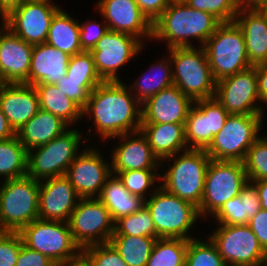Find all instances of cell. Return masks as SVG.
Returning <instances> with one entry per match:
<instances>
[{"label":"cell","mask_w":267,"mask_h":266,"mask_svg":"<svg viewBox=\"0 0 267 266\" xmlns=\"http://www.w3.org/2000/svg\"><path fill=\"white\" fill-rule=\"evenodd\" d=\"M212 218L217 225H248L249 219L245 212L244 201L241 200V192L224 203Z\"/></svg>","instance_id":"cell-43"},{"label":"cell","mask_w":267,"mask_h":266,"mask_svg":"<svg viewBox=\"0 0 267 266\" xmlns=\"http://www.w3.org/2000/svg\"><path fill=\"white\" fill-rule=\"evenodd\" d=\"M192 105L193 101L173 84L141 104V124H185Z\"/></svg>","instance_id":"cell-23"},{"label":"cell","mask_w":267,"mask_h":266,"mask_svg":"<svg viewBox=\"0 0 267 266\" xmlns=\"http://www.w3.org/2000/svg\"><path fill=\"white\" fill-rule=\"evenodd\" d=\"M96 9L109 30L134 36L143 44L152 39L153 24L135 0H98Z\"/></svg>","instance_id":"cell-19"},{"label":"cell","mask_w":267,"mask_h":266,"mask_svg":"<svg viewBox=\"0 0 267 266\" xmlns=\"http://www.w3.org/2000/svg\"><path fill=\"white\" fill-rule=\"evenodd\" d=\"M81 250L89 257L92 266H128L110 242L90 245Z\"/></svg>","instance_id":"cell-44"},{"label":"cell","mask_w":267,"mask_h":266,"mask_svg":"<svg viewBox=\"0 0 267 266\" xmlns=\"http://www.w3.org/2000/svg\"><path fill=\"white\" fill-rule=\"evenodd\" d=\"M98 199L109 210L113 221L137 212L145 205V200L130 194L116 175H111Z\"/></svg>","instance_id":"cell-29"},{"label":"cell","mask_w":267,"mask_h":266,"mask_svg":"<svg viewBox=\"0 0 267 266\" xmlns=\"http://www.w3.org/2000/svg\"><path fill=\"white\" fill-rule=\"evenodd\" d=\"M142 13L153 24L166 10L169 3L167 0H135Z\"/></svg>","instance_id":"cell-50"},{"label":"cell","mask_w":267,"mask_h":266,"mask_svg":"<svg viewBox=\"0 0 267 266\" xmlns=\"http://www.w3.org/2000/svg\"><path fill=\"white\" fill-rule=\"evenodd\" d=\"M264 115L229 114L223 128L206 149L211 160L243 162L248 149L261 136Z\"/></svg>","instance_id":"cell-9"},{"label":"cell","mask_w":267,"mask_h":266,"mask_svg":"<svg viewBox=\"0 0 267 266\" xmlns=\"http://www.w3.org/2000/svg\"><path fill=\"white\" fill-rule=\"evenodd\" d=\"M112 174L120 179L130 194L140 196L144 200L148 198L147 191L151 189L154 192L157 189L154 188L157 187L156 181L160 180L158 170H130Z\"/></svg>","instance_id":"cell-38"},{"label":"cell","mask_w":267,"mask_h":266,"mask_svg":"<svg viewBox=\"0 0 267 266\" xmlns=\"http://www.w3.org/2000/svg\"><path fill=\"white\" fill-rule=\"evenodd\" d=\"M23 244L62 264L81 249L74 242L68 222L34 220L20 232Z\"/></svg>","instance_id":"cell-11"},{"label":"cell","mask_w":267,"mask_h":266,"mask_svg":"<svg viewBox=\"0 0 267 266\" xmlns=\"http://www.w3.org/2000/svg\"><path fill=\"white\" fill-rule=\"evenodd\" d=\"M185 124H141L140 131L146 137L153 153L163 160L188 149Z\"/></svg>","instance_id":"cell-27"},{"label":"cell","mask_w":267,"mask_h":266,"mask_svg":"<svg viewBox=\"0 0 267 266\" xmlns=\"http://www.w3.org/2000/svg\"><path fill=\"white\" fill-rule=\"evenodd\" d=\"M253 266H267V261L261 263V264H258V265H253Z\"/></svg>","instance_id":"cell-58"},{"label":"cell","mask_w":267,"mask_h":266,"mask_svg":"<svg viewBox=\"0 0 267 266\" xmlns=\"http://www.w3.org/2000/svg\"><path fill=\"white\" fill-rule=\"evenodd\" d=\"M66 76L75 81H103L96 71L90 51H82L70 57Z\"/></svg>","instance_id":"cell-41"},{"label":"cell","mask_w":267,"mask_h":266,"mask_svg":"<svg viewBox=\"0 0 267 266\" xmlns=\"http://www.w3.org/2000/svg\"><path fill=\"white\" fill-rule=\"evenodd\" d=\"M143 43L129 34L109 30L90 51L97 73L103 81H120L118 70L144 49Z\"/></svg>","instance_id":"cell-16"},{"label":"cell","mask_w":267,"mask_h":266,"mask_svg":"<svg viewBox=\"0 0 267 266\" xmlns=\"http://www.w3.org/2000/svg\"><path fill=\"white\" fill-rule=\"evenodd\" d=\"M33 46L0 24V83L29 85Z\"/></svg>","instance_id":"cell-20"},{"label":"cell","mask_w":267,"mask_h":266,"mask_svg":"<svg viewBox=\"0 0 267 266\" xmlns=\"http://www.w3.org/2000/svg\"><path fill=\"white\" fill-rule=\"evenodd\" d=\"M248 180H267V135L260 136L248 149L243 161Z\"/></svg>","instance_id":"cell-39"},{"label":"cell","mask_w":267,"mask_h":266,"mask_svg":"<svg viewBox=\"0 0 267 266\" xmlns=\"http://www.w3.org/2000/svg\"><path fill=\"white\" fill-rule=\"evenodd\" d=\"M205 241L188 240L185 266H227L209 237Z\"/></svg>","instance_id":"cell-37"},{"label":"cell","mask_w":267,"mask_h":266,"mask_svg":"<svg viewBox=\"0 0 267 266\" xmlns=\"http://www.w3.org/2000/svg\"><path fill=\"white\" fill-rule=\"evenodd\" d=\"M84 150L73 160L65 176L81 198H98L112 175L111 164L94 147Z\"/></svg>","instance_id":"cell-18"},{"label":"cell","mask_w":267,"mask_h":266,"mask_svg":"<svg viewBox=\"0 0 267 266\" xmlns=\"http://www.w3.org/2000/svg\"><path fill=\"white\" fill-rule=\"evenodd\" d=\"M210 160L204 149H187L161 160V167L166 161L173 164H169L163 175L160 174V186L199 208Z\"/></svg>","instance_id":"cell-3"},{"label":"cell","mask_w":267,"mask_h":266,"mask_svg":"<svg viewBox=\"0 0 267 266\" xmlns=\"http://www.w3.org/2000/svg\"><path fill=\"white\" fill-rule=\"evenodd\" d=\"M214 98L229 114H264L263 106L259 105L261 101L255 66L218 80Z\"/></svg>","instance_id":"cell-15"},{"label":"cell","mask_w":267,"mask_h":266,"mask_svg":"<svg viewBox=\"0 0 267 266\" xmlns=\"http://www.w3.org/2000/svg\"><path fill=\"white\" fill-rule=\"evenodd\" d=\"M16 135V132L10 126L8 119L0 108V141L7 140Z\"/></svg>","instance_id":"cell-53"},{"label":"cell","mask_w":267,"mask_h":266,"mask_svg":"<svg viewBox=\"0 0 267 266\" xmlns=\"http://www.w3.org/2000/svg\"><path fill=\"white\" fill-rule=\"evenodd\" d=\"M70 55L48 43L33 46L29 70V85L39 83L56 85L67 74Z\"/></svg>","instance_id":"cell-25"},{"label":"cell","mask_w":267,"mask_h":266,"mask_svg":"<svg viewBox=\"0 0 267 266\" xmlns=\"http://www.w3.org/2000/svg\"><path fill=\"white\" fill-rule=\"evenodd\" d=\"M26 0H0V17L5 16L11 9Z\"/></svg>","instance_id":"cell-56"},{"label":"cell","mask_w":267,"mask_h":266,"mask_svg":"<svg viewBox=\"0 0 267 266\" xmlns=\"http://www.w3.org/2000/svg\"><path fill=\"white\" fill-rule=\"evenodd\" d=\"M228 116L227 110L214 97L194 101L184 125L188 149L206 150Z\"/></svg>","instance_id":"cell-17"},{"label":"cell","mask_w":267,"mask_h":266,"mask_svg":"<svg viewBox=\"0 0 267 266\" xmlns=\"http://www.w3.org/2000/svg\"><path fill=\"white\" fill-rule=\"evenodd\" d=\"M40 109L61 118L69 126H74L82 118V109L64 95L56 85L39 83L34 85Z\"/></svg>","instance_id":"cell-31"},{"label":"cell","mask_w":267,"mask_h":266,"mask_svg":"<svg viewBox=\"0 0 267 266\" xmlns=\"http://www.w3.org/2000/svg\"><path fill=\"white\" fill-rule=\"evenodd\" d=\"M188 240L158 238L147 266H185Z\"/></svg>","instance_id":"cell-35"},{"label":"cell","mask_w":267,"mask_h":266,"mask_svg":"<svg viewBox=\"0 0 267 266\" xmlns=\"http://www.w3.org/2000/svg\"><path fill=\"white\" fill-rule=\"evenodd\" d=\"M258 188V195L261 202V207L267 210V180L253 181Z\"/></svg>","instance_id":"cell-55"},{"label":"cell","mask_w":267,"mask_h":266,"mask_svg":"<svg viewBox=\"0 0 267 266\" xmlns=\"http://www.w3.org/2000/svg\"><path fill=\"white\" fill-rule=\"evenodd\" d=\"M22 244L19 232H0V266H16Z\"/></svg>","instance_id":"cell-45"},{"label":"cell","mask_w":267,"mask_h":266,"mask_svg":"<svg viewBox=\"0 0 267 266\" xmlns=\"http://www.w3.org/2000/svg\"><path fill=\"white\" fill-rule=\"evenodd\" d=\"M192 9L207 12L221 23L234 22L238 14V0H185Z\"/></svg>","instance_id":"cell-40"},{"label":"cell","mask_w":267,"mask_h":266,"mask_svg":"<svg viewBox=\"0 0 267 266\" xmlns=\"http://www.w3.org/2000/svg\"><path fill=\"white\" fill-rule=\"evenodd\" d=\"M247 180L243 162L210 160L198 208L200 217L213 216L224 203L240 194Z\"/></svg>","instance_id":"cell-10"},{"label":"cell","mask_w":267,"mask_h":266,"mask_svg":"<svg viewBox=\"0 0 267 266\" xmlns=\"http://www.w3.org/2000/svg\"><path fill=\"white\" fill-rule=\"evenodd\" d=\"M173 84L193 102L215 96L216 80L204 47L169 48Z\"/></svg>","instance_id":"cell-4"},{"label":"cell","mask_w":267,"mask_h":266,"mask_svg":"<svg viewBox=\"0 0 267 266\" xmlns=\"http://www.w3.org/2000/svg\"><path fill=\"white\" fill-rule=\"evenodd\" d=\"M81 197L63 175L40 181L38 219L68 222Z\"/></svg>","instance_id":"cell-21"},{"label":"cell","mask_w":267,"mask_h":266,"mask_svg":"<svg viewBox=\"0 0 267 266\" xmlns=\"http://www.w3.org/2000/svg\"><path fill=\"white\" fill-rule=\"evenodd\" d=\"M87 21V22H86ZM80 26V44L82 51H91L96 43L109 31L108 25L96 20H85Z\"/></svg>","instance_id":"cell-46"},{"label":"cell","mask_w":267,"mask_h":266,"mask_svg":"<svg viewBox=\"0 0 267 266\" xmlns=\"http://www.w3.org/2000/svg\"><path fill=\"white\" fill-rule=\"evenodd\" d=\"M103 81H75L63 76L56 86L59 90L83 109L90 93Z\"/></svg>","instance_id":"cell-42"},{"label":"cell","mask_w":267,"mask_h":266,"mask_svg":"<svg viewBox=\"0 0 267 266\" xmlns=\"http://www.w3.org/2000/svg\"><path fill=\"white\" fill-rule=\"evenodd\" d=\"M255 69L261 105L265 104L267 106V63L256 65Z\"/></svg>","instance_id":"cell-51"},{"label":"cell","mask_w":267,"mask_h":266,"mask_svg":"<svg viewBox=\"0 0 267 266\" xmlns=\"http://www.w3.org/2000/svg\"><path fill=\"white\" fill-rule=\"evenodd\" d=\"M52 266H61L59 263H54Z\"/></svg>","instance_id":"cell-59"},{"label":"cell","mask_w":267,"mask_h":266,"mask_svg":"<svg viewBox=\"0 0 267 266\" xmlns=\"http://www.w3.org/2000/svg\"><path fill=\"white\" fill-rule=\"evenodd\" d=\"M0 108L17 133L40 110L33 85L0 83Z\"/></svg>","instance_id":"cell-24"},{"label":"cell","mask_w":267,"mask_h":266,"mask_svg":"<svg viewBox=\"0 0 267 266\" xmlns=\"http://www.w3.org/2000/svg\"><path fill=\"white\" fill-rule=\"evenodd\" d=\"M238 8L241 10H265L267 0H238Z\"/></svg>","instance_id":"cell-52"},{"label":"cell","mask_w":267,"mask_h":266,"mask_svg":"<svg viewBox=\"0 0 267 266\" xmlns=\"http://www.w3.org/2000/svg\"><path fill=\"white\" fill-rule=\"evenodd\" d=\"M82 134L69 128L45 145L28 151L27 176L37 181L63 176L73 160L82 152Z\"/></svg>","instance_id":"cell-8"},{"label":"cell","mask_w":267,"mask_h":266,"mask_svg":"<svg viewBox=\"0 0 267 266\" xmlns=\"http://www.w3.org/2000/svg\"><path fill=\"white\" fill-rule=\"evenodd\" d=\"M203 47L216 81L252 66L243 33L235 22L221 23Z\"/></svg>","instance_id":"cell-7"},{"label":"cell","mask_w":267,"mask_h":266,"mask_svg":"<svg viewBox=\"0 0 267 266\" xmlns=\"http://www.w3.org/2000/svg\"><path fill=\"white\" fill-rule=\"evenodd\" d=\"M117 146L111 153L112 173L130 170H159L161 161L153 153L146 137L141 131L117 136Z\"/></svg>","instance_id":"cell-22"},{"label":"cell","mask_w":267,"mask_h":266,"mask_svg":"<svg viewBox=\"0 0 267 266\" xmlns=\"http://www.w3.org/2000/svg\"><path fill=\"white\" fill-rule=\"evenodd\" d=\"M220 24L212 14L192 9L185 2L170 3L153 23L152 39L166 42L168 49L195 47L191 39L203 47Z\"/></svg>","instance_id":"cell-2"},{"label":"cell","mask_w":267,"mask_h":266,"mask_svg":"<svg viewBox=\"0 0 267 266\" xmlns=\"http://www.w3.org/2000/svg\"><path fill=\"white\" fill-rule=\"evenodd\" d=\"M62 9L51 20L46 43L72 56L82 52L79 21Z\"/></svg>","instance_id":"cell-30"},{"label":"cell","mask_w":267,"mask_h":266,"mask_svg":"<svg viewBox=\"0 0 267 266\" xmlns=\"http://www.w3.org/2000/svg\"><path fill=\"white\" fill-rule=\"evenodd\" d=\"M2 181L0 231L20 232L26 225L38 219L40 181L27 175Z\"/></svg>","instance_id":"cell-6"},{"label":"cell","mask_w":267,"mask_h":266,"mask_svg":"<svg viewBox=\"0 0 267 266\" xmlns=\"http://www.w3.org/2000/svg\"><path fill=\"white\" fill-rule=\"evenodd\" d=\"M157 239L148 236L112 235L109 242L128 266H147Z\"/></svg>","instance_id":"cell-33"},{"label":"cell","mask_w":267,"mask_h":266,"mask_svg":"<svg viewBox=\"0 0 267 266\" xmlns=\"http://www.w3.org/2000/svg\"><path fill=\"white\" fill-rule=\"evenodd\" d=\"M54 264L47 256L38 251L21 245L16 266H52Z\"/></svg>","instance_id":"cell-48"},{"label":"cell","mask_w":267,"mask_h":266,"mask_svg":"<svg viewBox=\"0 0 267 266\" xmlns=\"http://www.w3.org/2000/svg\"><path fill=\"white\" fill-rule=\"evenodd\" d=\"M151 193V194H150ZM148 193L145 206L150 211L156 230V238L186 239L190 229L200 217L198 208L193 204L169 193L158 184L157 189Z\"/></svg>","instance_id":"cell-5"},{"label":"cell","mask_w":267,"mask_h":266,"mask_svg":"<svg viewBox=\"0 0 267 266\" xmlns=\"http://www.w3.org/2000/svg\"><path fill=\"white\" fill-rule=\"evenodd\" d=\"M61 266H92L89 257L80 250L75 256L63 262Z\"/></svg>","instance_id":"cell-54"},{"label":"cell","mask_w":267,"mask_h":266,"mask_svg":"<svg viewBox=\"0 0 267 266\" xmlns=\"http://www.w3.org/2000/svg\"><path fill=\"white\" fill-rule=\"evenodd\" d=\"M89 116L102 140L140 131L141 103L120 81H103L89 95L82 118Z\"/></svg>","instance_id":"cell-1"},{"label":"cell","mask_w":267,"mask_h":266,"mask_svg":"<svg viewBox=\"0 0 267 266\" xmlns=\"http://www.w3.org/2000/svg\"><path fill=\"white\" fill-rule=\"evenodd\" d=\"M27 161L28 151L17 135L0 141V176L3 177V180L26 176Z\"/></svg>","instance_id":"cell-34"},{"label":"cell","mask_w":267,"mask_h":266,"mask_svg":"<svg viewBox=\"0 0 267 266\" xmlns=\"http://www.w3.org/2000/svg\"><path fill=\"white\" fill-rule=\"evenodd\" d=\"M234 22L241 29L248 60L252 66L267 63V12L265 10L238 11Z\"/></svg>","instance_id":"cell-26"},{"label":"cell","mask_w":267,"mask_h":266,"mask_svg":"<svg viewBox=\"0 0 267 266\" xmlns=\"http://www.w3.org/2000/svg\"><path fill=\"white\" fill-rule=\"evenodd\" d=\"M168 3H181V2H185V0H167Z\"/></svg>","instance_id":"cell-57"},{"label":"cell","mask_w":267,"mask_h":266,"mask_svg":"<svg viewBox=\"0 0 267 266\" xmlns=\"http://www.w3.org/2000/svg\"><path fill=\"white\" fill-rule=\"evenodd\" d=\"M248 226L267 253V210L260 209L257 214L249 220Z\"/></svg>","instance_id":"cell-49"},{"label":"cell","mask_w":267,"mask_h":266,"mask_svg":"<svg viewBox=\"0 0 267 266\" xmlns=\"http://www.w3.org/2000/svg\"><path fill=\"white\" fill-rule=\"evenodd\" d=\"M209 234L227 266H253L267 261V253L248 225H217Z\"/></svg>","instance_id":"cell-13"},{"label":"cell","mask_w":267,"mask_h":266,"mask_svg":"<svg viewBox=\"0 0 267 266\" xmlns=\"http://www.w3.org/2000/svg\"><path fill=\"white\" fill-rule=\"evenodd\" d=\"M60 7L54 2L26 0L2 17V23L32 45L46 42L51 20Z\"/></svg>","instance_id":"cell-14"},{"label":"cell","mask_w":267,"mask_h":266,"mask_svg":"<svg viewBox=\"0 0 267 266\" xmlns=\"http://www.w3.org/2000/svg\"><path fill=\"white\" fill-rule=\"evenodd\" d=\"M68 127L69 125L58 116L40 109L22 126L16 135L26 150L29 151L62 135L69 129Z\"/></svg>","instance_id":"cell-28"},{"label":"cell","mask_w":267,"mask_h":266,"mask_svg":"<svg viewBox=\"0 0 267 266\" xmlns=\"http://www.w3.org/2000/svg\"><path fill=\"white\" fill-rule=\"evenodd\" d=\"M68 225L80 249L108 243L114 233L111 214L98 198H81L71 213Z\"/></svg>","instance_id":"cell-12"},{"label":"cell","mask_w":267,"mask_h":266,"mask_svg":"<svg viewBox=\"0 0 267 266\" xmlns=\"http://www.w3.org/2000/svg\"><path fill=\"white\" fill-rule=\"evenodd\" d=\"M113 235L148 236L156 238L150 211L144 205L140 210L114 222Z\"/></svg>","instance_id":"cell-36"},{"label":"cell","mask_w":267,"mask_h":266,"mask_svg":"<svg viewBox=\"0 0 267 266\" xmlns=\"http://www.w3.org/2000/svg\"><path fill=\"white\" fill-rule=\"evenodd\" d=\"M136 79L137 80L132 83L133 85H128V87H130L129 89L135 98L142 104L161 90L173 85L172 63L170 57L168 56L167 58L165 57L158 60V62L150 66L148 72H144L139 79Z\"/></svg>","instance_id":"cell-32"},{"label":"cell","mask_w":267,"mask_h":266,"mask_svg":"<svg viewBox=\"0 0 267 266\" xmlns=\"http://www.w3.org/2000/svg\"><path fill=\"white\" fill-rule=\"evenodd\" d=\"M241 200L244 201L245 212L249 220L262 209L258 195V188L253 181L247 180L243 185L241 190Z\"/></svg>","instance_id":"cell-47"}]
</instances>
